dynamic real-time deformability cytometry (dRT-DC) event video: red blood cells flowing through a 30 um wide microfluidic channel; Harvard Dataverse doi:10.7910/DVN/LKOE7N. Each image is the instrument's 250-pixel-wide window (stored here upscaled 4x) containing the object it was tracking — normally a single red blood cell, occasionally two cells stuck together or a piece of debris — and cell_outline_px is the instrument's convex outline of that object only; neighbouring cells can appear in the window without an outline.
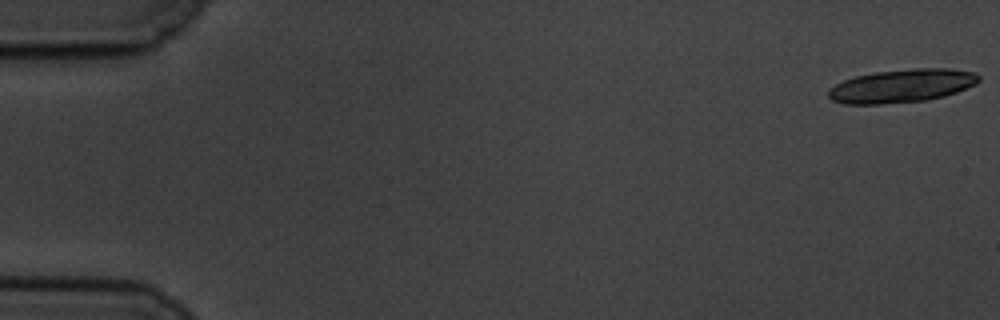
{"species": "common noctule bat (a hibernating species)", "species_latin": "Nyctalus noctula", "temperature_condition": "cold", "stored_images_in_passage": 3, "camera_frame_rate_fps": 3000, "um_per_image_px": 0.085, "animal": {"sex": "male", "body_mass_g": 19.5, "forearm_length_mm": 54.6}, "frame": {"image": 1, "passage_image": 1, "time_ms": 0.0, "image_size_px": [1000, 320], "cell_outline_px": [[980, 80], [976, 84], [956, 92], [944, 96], [924, 100], [880, 104], [844, 104], [832, 100], [828, 96], [828, 88], [844, 80], [856, 76], [876, 72], [916, 68], [948, 68], [976, 72], [980, 76]], "centroid_in_image_um": [76.67, 7.29], "position_along_channel_um": 8.3, "area_um2": 29.13}}